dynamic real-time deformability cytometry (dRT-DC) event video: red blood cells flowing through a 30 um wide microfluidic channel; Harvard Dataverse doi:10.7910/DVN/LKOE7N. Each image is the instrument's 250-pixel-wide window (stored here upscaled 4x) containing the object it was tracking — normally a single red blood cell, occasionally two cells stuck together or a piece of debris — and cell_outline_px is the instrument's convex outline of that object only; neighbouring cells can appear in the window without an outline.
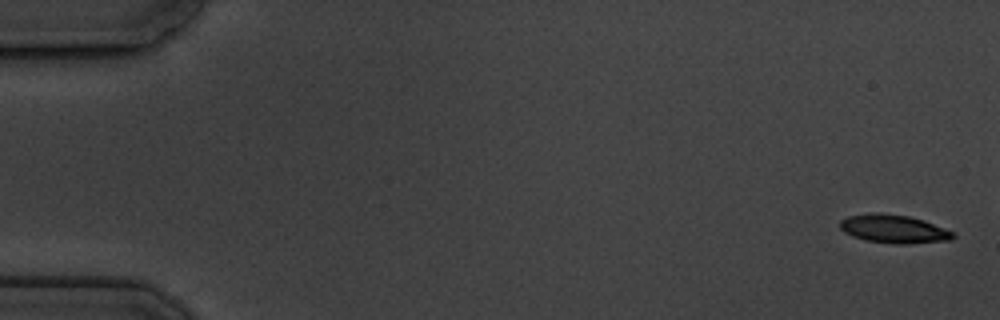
{"species": "common noctule bat (a hibernating species)", "species_latin": "Nyctalus noctula", "temperature_condition": "cold", "stored_images_in_passage": 7, "camera_frame_rate_fps": 3000, "um_per_image_px": 0.085, "animal": {"sex": "male", "body_mass_g": 19.5, "forearm_length_mm": 54.6}, "frame": {"image": 1, "passage_image": 1, "time_ms": 0.0, "image_size_px": [1000, 320], "cell_outline_px": [[956, 236], [952, 240], [904, 244], [896, 244], [864, 240], [852, 236], [844, 232], [840, 228], [840, 220], [848, 216], [872, 212], [880, 212], [908, 216], [924, 220], [956, 232]], "centroid_in_image_um": [75.99, 19.45], "position_along_channel_um": 9.0, "area_um2": 18.96}}
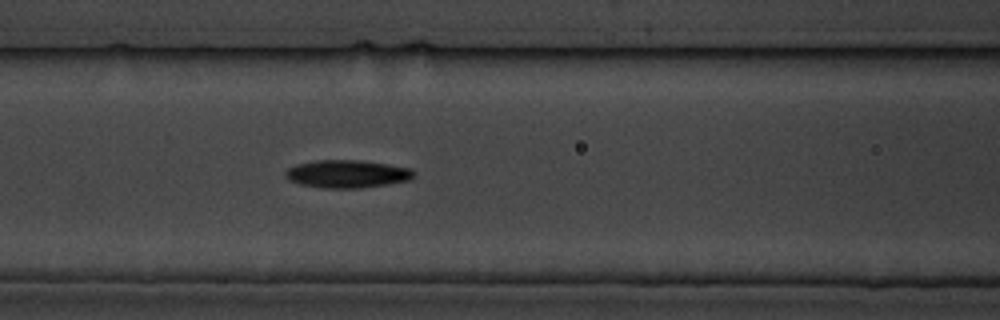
{"frame": {"image": 2, "passage_image": 7, "time_ms": 7.667, "image_size_px": [1000, 320], "cell_outline_px": [[416, 176], [408, 180], [388, 184], [360, 188], [324, 188], [300, 184], [288, 180], [284, 176], [284, 172], [288, 168], [296, 164], [316, 160], [360, 160], [388, 164], [412, 168]], "centroid_in_image_um": [29.5, 14.78], "position_along_channel_um": 137.1, "area_um2": 20.98}}